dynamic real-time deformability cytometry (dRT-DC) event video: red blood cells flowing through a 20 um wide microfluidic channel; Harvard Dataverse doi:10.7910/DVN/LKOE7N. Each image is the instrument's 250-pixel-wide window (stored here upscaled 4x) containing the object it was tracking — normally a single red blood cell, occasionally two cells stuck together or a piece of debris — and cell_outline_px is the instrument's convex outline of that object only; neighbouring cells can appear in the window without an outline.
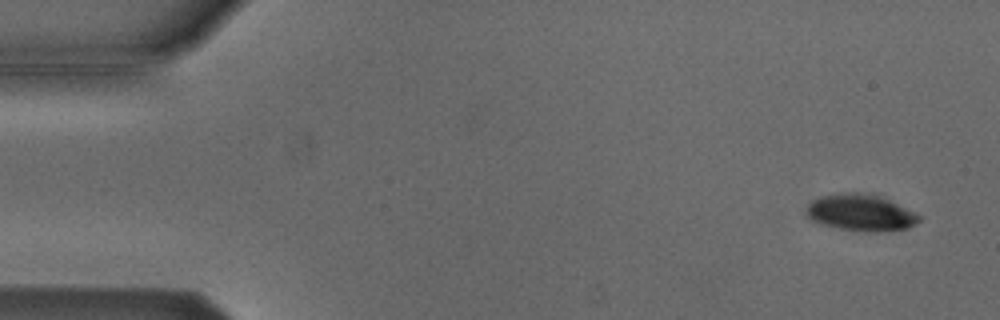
{"species": "Egyptian fruit bat (a non-hibernating species)", "species_latin": "Rousettus aegyptiacus", "temperature_condition": "cold", "stored_images_in_passage": 51, "camera_frame_rate_fps": 3000, "um_per_image_px": 0.085, "animal": {"sex": "male"}, "frame": {"image": 1, "passage_image": 3, "time_ms": 0.667, "image_size_px": [1000, 320], "cell_outline_px": [[920, 220], [916, 224], [908, 228], [876, 232], [868, 232], [840, 228], [820, 224], [812, 220], [804, 212], [808, 204], [812, 200], [820, 196], [840, 192], [860, 192], [880, 196], [920, 216]], "centroid_in_image_um": [73.1, 18.07], "position_along_channel_um": 11.9, "area_um2": 23.93}}
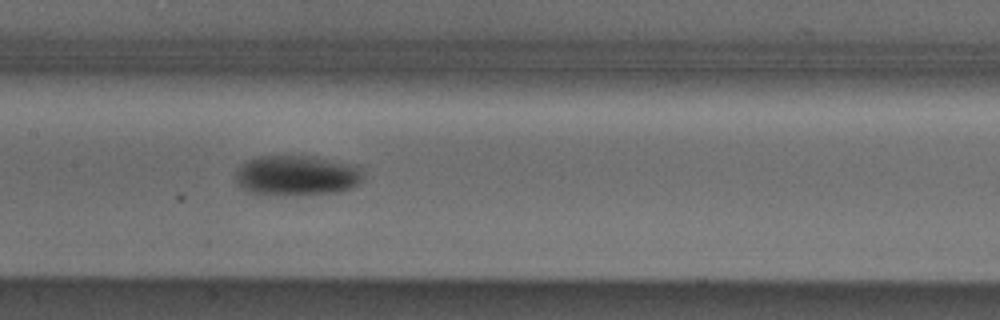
{"frame": {"image": 2, "passage_image": 26, "time_ms": 8.333, "image_size_px": [1000, 320], "cell_outline_px": [[364, 180], [360, 184], [352, 188], [340, 192], [252, 192], [236, 184], [236, 168], [240, 164], [248, 160], [260, 156], [308, 156], [356, 164], [360, 168], [364, 176]], "centroid_in_image_um": [25.28, 14.86], "position_along_channel_um": 182.1, "area_um2": 29.07}}
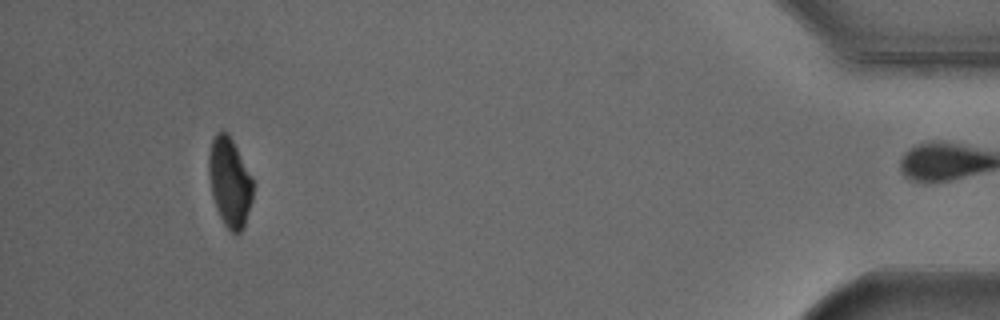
{"frame": {"image": 3, "passage_image": 50, "time_ms": 16.333, "image_size_px": [1000, 320], "cell_outline_px": [[256, 184], [252, 200], [244, 224], [240, 232], [232, 232], [224, 224], [216, 208], [212, 196], [208, 172], [208, 156], [212, 140], [216, 132], [224, 132], [232, 140], [252, 176]], "centroid_in_image_um": [19.53, 15.48], "position_along_channel_um": 415.7, "area_um2": 22.89}, "authors_computed_cell_mechanics": {"area_um2": 26.4146, "velocity_mm_per_s": 3.8244, "shape_relaxation_time_tau1_ms": 3.8388, "shape_relaxation_time_tau2_ms": null, "deformation_change_tau1": 0.1127, "deformation_change_tau2": null}}